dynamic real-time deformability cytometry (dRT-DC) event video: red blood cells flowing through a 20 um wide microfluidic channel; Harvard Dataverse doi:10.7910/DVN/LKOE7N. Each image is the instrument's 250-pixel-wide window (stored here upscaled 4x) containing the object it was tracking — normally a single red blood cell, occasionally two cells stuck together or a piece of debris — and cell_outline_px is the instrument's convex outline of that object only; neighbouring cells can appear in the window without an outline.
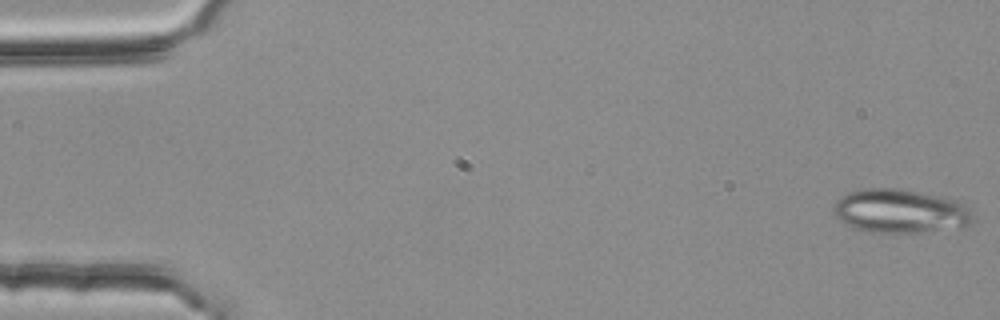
{"species": "common noctule bat (a hibernating species)", "species_latin": "Nyctalus noctula", "temperature_condition": "room temperature", "stored_images_in_passage": 54, "camera_frame_rate_fps": 3000, "um_per_image_px": 0.085, "animal": {"sex": "female", "body_mass_g": 25.1}, "frame": {"image": 1, "passage_image": 1, "time_ms": 0.0, "image_size_px": [1000, 320], "cell_outline_px": [[972, 224], [920, 232], [872, 232], [852, 228], [840, 220], [832, 212], [832, 208], [836, 200], [840, 196], [848, 192], [860, 188], [900, 188], [956, 200], [964, 204], [968, 208], [972, 220]], "centroid_in_image_um": [76.42, 17.92], "position_along_channel_um": 8.6, "area_um2": 35.32}}
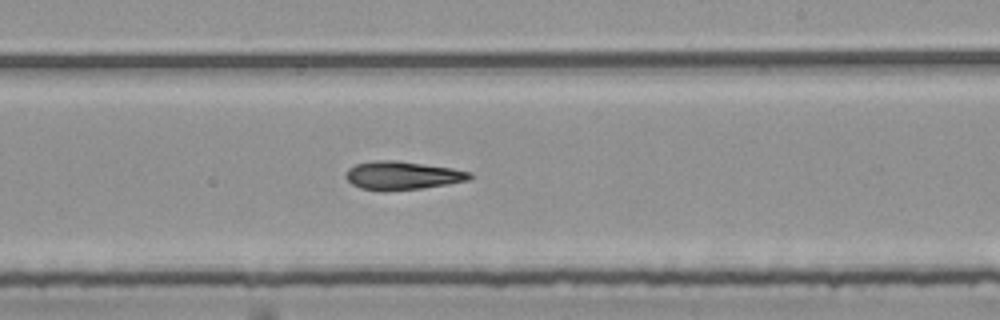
{"frame": {"image": 2, "passage_image": 32, "time_ms": 10.333, "image_size_px": [1000, 320], "cell_outline_px": [[472, 176], [468, 180], [448, 184], [420, 188], [384, 192], [380, 192], [360, 188], [352, 184], [344, 176], [348, 168], [356, 164], [376, 160], [396, 160], [452, 168], [472, 172]], "centroid_in_image_um": [34.16, 14.92], "position_along_channel_um": 254.8, "area_um2": 20.63}}
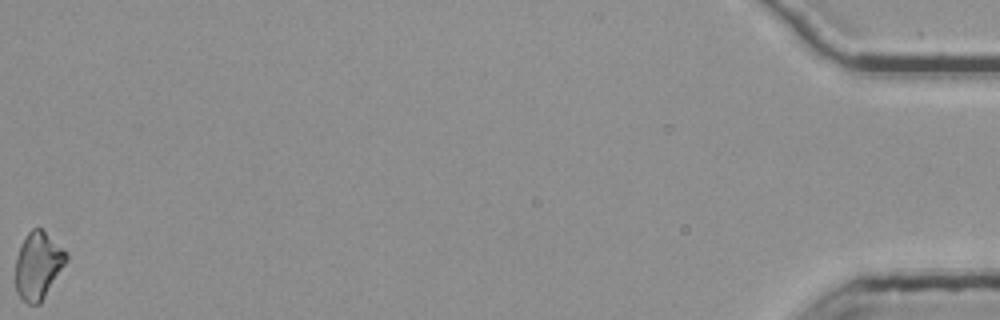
{"frame": {"image": 3, "passage_image": 54, "time_ms": 17.667, "image_size_px": [1000, 320], "cell_outline_px": [[68, 260], [40, 304], [28, 304], [16, 292], [16, 256], [20, 244], [24, 236], [32, 228], [40, 228], [68, 256]], "centroid_in_image_um": [3.2, 22.59], "position_along_channel_um": 432.0, "area_um2": 19.54}}